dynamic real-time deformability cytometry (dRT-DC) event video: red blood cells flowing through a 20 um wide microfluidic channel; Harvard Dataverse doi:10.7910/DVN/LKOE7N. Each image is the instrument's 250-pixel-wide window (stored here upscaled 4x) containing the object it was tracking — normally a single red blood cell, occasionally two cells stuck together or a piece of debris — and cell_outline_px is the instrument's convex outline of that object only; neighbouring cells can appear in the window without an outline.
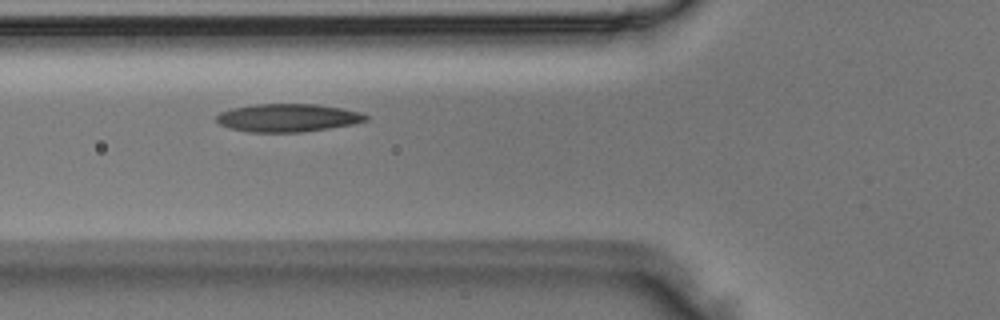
{"species": "Egyptian fruit bat (a non-hibernating species)", "species_latin": "Rousettus aegyptiacus", "temperature_condition": "room temperature", "stored_images_in_passage": 2, "camera_frame_rate_fps": 3000, "um_per_image_px": 0.085, "animal": {"sex": "male"}, "frame": {"image": 1, "passage_image": 2, "time_ms": 0.333, "image_size_px": [1000, 320], "cell_outline_px": [[372, 116], [368, 120], [356, 124], [304, 132], [248, 132], [228, 128], [220, 124], [216, 120], [216, 116], [220, 112], [232, 108], [256, 104], [316, 104], [344, 108], [360, 112]], "centroid_in_image_um": [24.52, 10.01], "position_along_channel_um": 101.3, "area_um2": 24.74}}